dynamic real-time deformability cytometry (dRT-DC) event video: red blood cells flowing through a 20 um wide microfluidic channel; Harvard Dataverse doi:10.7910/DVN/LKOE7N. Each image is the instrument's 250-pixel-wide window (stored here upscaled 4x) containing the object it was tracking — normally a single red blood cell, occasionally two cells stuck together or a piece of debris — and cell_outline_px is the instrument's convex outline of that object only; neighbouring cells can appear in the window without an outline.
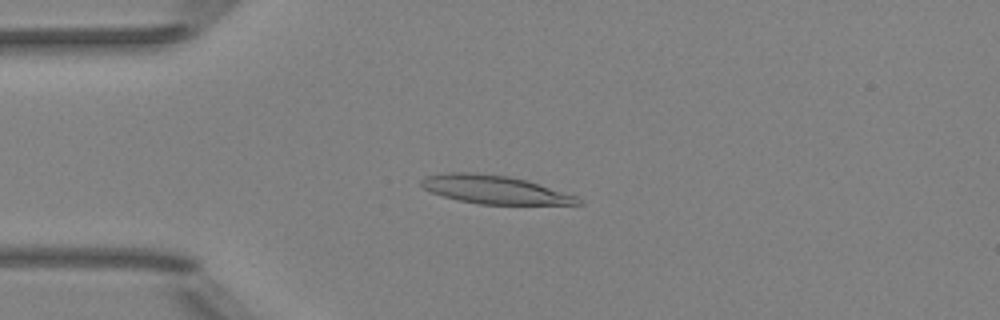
{"species": "Egyptian fruit bat (a non-hibernating species)", "species_latin": "Rousettus aegyptiacus", "temperature_condition": "room temperature", "stored_images_in_passage": 52, "camera_frame_rate_fps": 3000, "um_per_image_px": 0.085, "animal": {"sex": "female"}, "frame": {"image": 1, "passage_image": 13, "time_ms": 4.0, "image_size_px": [1000, 320], "cell_outline_px": [[584, 204], [480, 204], [460, 200], [444, 196], [432, 192], [424, 188], [420, 184], [420, 180], [424, 176], [448, 172], [468, 172], [508, 176], [528, 180], [576, 196]], "centroid_in_image_um": [42.02, 16.1], "position_along_channel_um": 43.0, "area_um2": 25.61}}
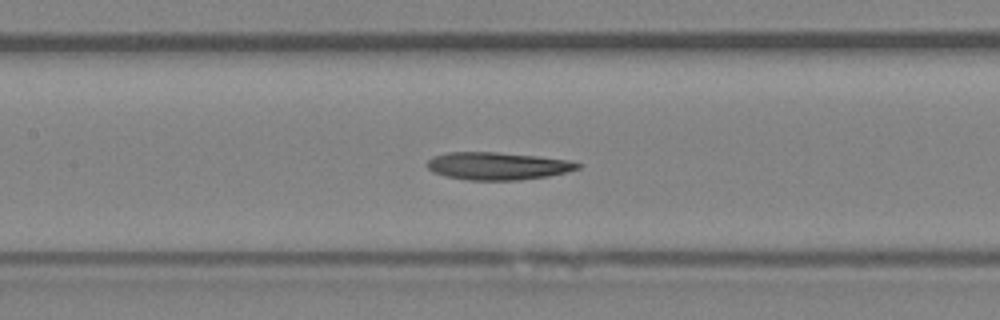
{"frame": {"image": 2, "passage_image": 24, "time_ms": 7.667, "image_size_px": [1000, 320], "cell_outline_px": [[584, 164], [580, 168], [568, 172], [548, 176], [520, 180], [468, 180], [448, 176], [432, 172], [428, 168], [428, 160], [432, 156], [448, 152], [496, 152], [536, 156], [572, 160]], "centroid_in_image_um": [42.36, 14.1], "position_along_channel_um": 165.0, "area_um2": 24.33}}
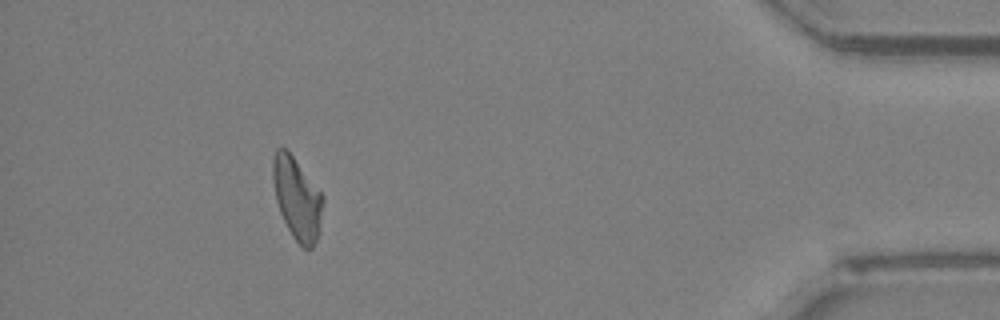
{"frame": {"image": 3, "passage_image": 47, "time_ms": 15.333, "image_size_px": [1000, 320], "cell_outline_px": [[324, 200], [316, 240], [312, 248], [304, 248], [292, 236], [280, 212], [276, 200], [272, 180], [272, 160], [276, 148], [284, 148], [292, 156], [324, 196]], "centroid_in_image_um": [25.22, 16.85], "position_along_channel_um": 410.0, "area_um2": 23.47}}